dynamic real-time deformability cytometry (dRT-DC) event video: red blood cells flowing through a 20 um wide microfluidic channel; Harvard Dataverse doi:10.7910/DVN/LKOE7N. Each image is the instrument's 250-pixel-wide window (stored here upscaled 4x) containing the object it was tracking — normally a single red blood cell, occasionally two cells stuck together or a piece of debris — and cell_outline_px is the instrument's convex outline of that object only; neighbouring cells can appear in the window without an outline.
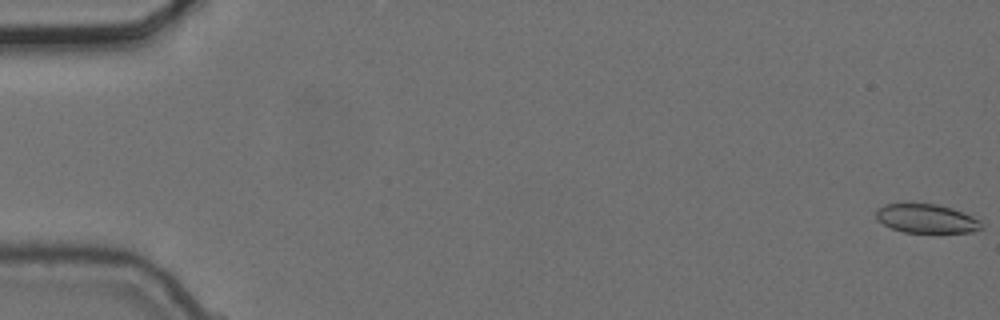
{"species": "common noctule bat (a hibernating species)", "species_latin": "Nyctalus noctula", "temperature_condition": "cold", "stored_images_in_passage": 4, "segment_of_instrument_passage": [2, 2], "camera_frame_rate_fps": 3000, "um_per_image_px": 0.085, "animal": {"sex": "female", "body_mass_g": 24.6, "forearm_length_mm": 56.2}, "frame": {"image": 1, "passage_image": 4, "time_ms": 1.0, "image_size_px": [1000, 320], "cell_outline_px": [[984, 224], [980, 228], [972, 232], [904, 232], [892, 228], [876, 220], [876, 208], [884, 204], [936, 204], [952, 208], [964, 212], [980, 220]], "centroid_in_image_um": [78.74, 18.57], "position_along_channel_um": 6.3, "area_um2": 17.69}}